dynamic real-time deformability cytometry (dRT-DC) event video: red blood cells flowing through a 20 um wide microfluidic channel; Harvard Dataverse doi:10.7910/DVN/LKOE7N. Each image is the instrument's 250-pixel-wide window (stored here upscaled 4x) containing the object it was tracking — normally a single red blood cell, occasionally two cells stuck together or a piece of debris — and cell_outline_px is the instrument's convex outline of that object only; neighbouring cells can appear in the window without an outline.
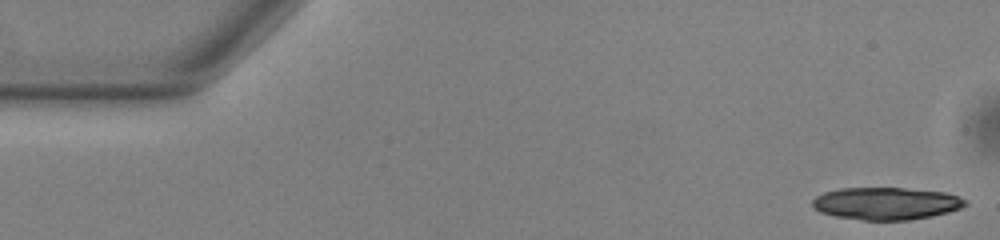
{"species": "common noctule bat (a hibernating species)", "species_latin": "Nyctalus noctula", "temperature_condition": "warm", "stored_images_in_passage": 51, "segment_of_instrument_passage": [1, 2], "camera_frame_rate_fps": 3000, "um_per_image_px": 0.085, "animal": {"sex": "male", "body_mass_g": 13.0, "forearm_length_mm": 53.1}, "frame": {"image": 1, "passage_image": 1, "time_ms": 0.0, "image_size_px": [1000, 240], "cell_outline_px": [[968, 204], [960, 208], [948, 212], [932, 216], [908, 220], [864, 220], [836, 216], [820, 212], [812, 208], [812, 200], [816, 196], [824, 192], [840, 188], [904, 188], [944, 192], [968, 200]], "centroid_in_image_um": [75.31, 17.29], "position_along_channel_um": 9.7, "area_um2": 28.84}}
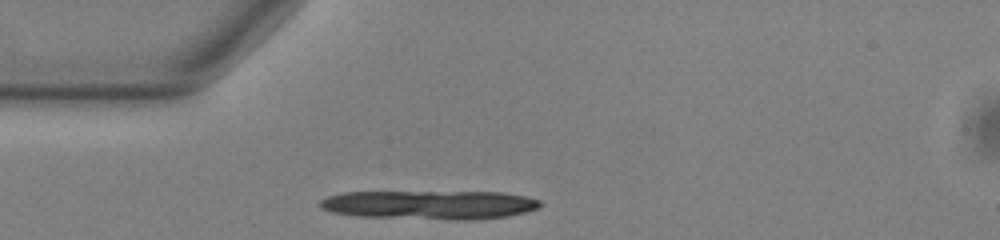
{"frame": {"image": 2, "passage_image": 13, "time_ms": 4.0, "image_size_px": [1000, 240], "cell_outline_px": [[544, 204], [536, 208], [524, 212], [508, 216], [472, 220], [456, 220], [360, 216], [332, 212], [320, 208], [316, 204], [320, 200], [328, 196], [344, 192], [500, 192], [524, 196], [540, 200]], "centroid_in_image_um": [36.5, 17.41], "position_along_channel_um": 48.5, "area_um2": 37.17}}